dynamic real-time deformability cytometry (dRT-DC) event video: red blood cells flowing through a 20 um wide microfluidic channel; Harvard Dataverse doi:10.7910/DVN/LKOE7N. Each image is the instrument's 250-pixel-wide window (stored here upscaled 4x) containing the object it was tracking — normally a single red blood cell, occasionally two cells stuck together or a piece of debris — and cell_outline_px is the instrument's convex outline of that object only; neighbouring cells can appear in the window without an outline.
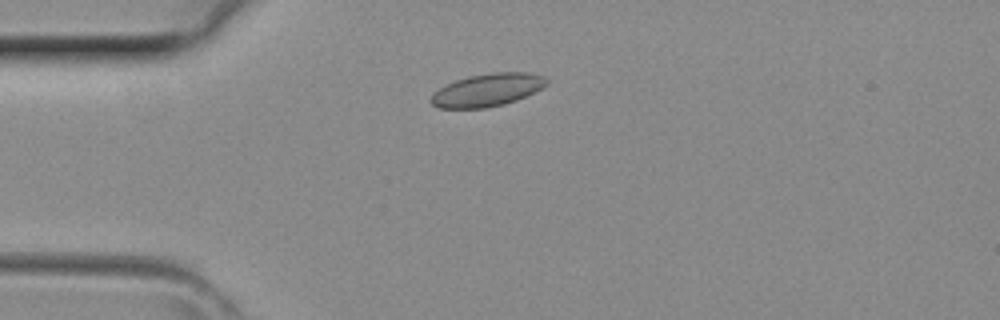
{"species": "common noctule bat (a hibernating species)", "species_latin": "Nyctalus noctula", "temperature_condition": "room temperature", "stored_images_in_passage": 11, "camera_frame_rate_fps": 3000, "um_per_image_px": 0.085, "animal": {"sex": "female", "body_mass_g": 29.2, "forearm_length_mm": 56.3}, "frame": {"image": 1, "passage_image": 1, "time_ms": 0.0, "image_size_px": [1000, 320], "cell_outline_px": [[548, 84], [516, 100], [504, 104], [484, 108], [436, 108], [428, 100], [432, 92], [456, 80], [468, 76], [492, 72], [532, 72], [544, 76], [548, 80]], "centroid_in_image_um": [41.39, 7.64], "position_along_channel_um": 43.6, "area_um2": 22.14}}
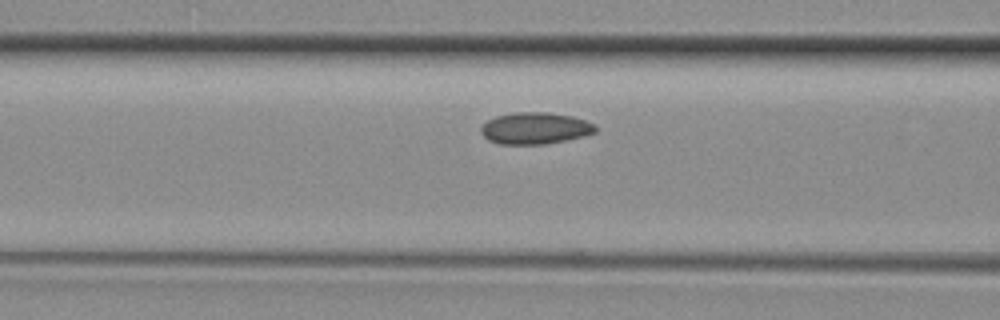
{"frame": {"image": 2, "passage_image": 7, "time_ms": 2.0, "image_size_px": [1000, 320], "cell_outline_px": [[596, 132], [584, 136], [544, 144], [500, 144], [488, 140], [480, 132], [480, 128], [488, 120], [496, 116], [512, 112], [548, 112], [572, 116], [596, 124]], "centroid_in_image_um": [45.48, 10.89], "position_along_channel_um": 121.1, "area_um2": 21.15}}
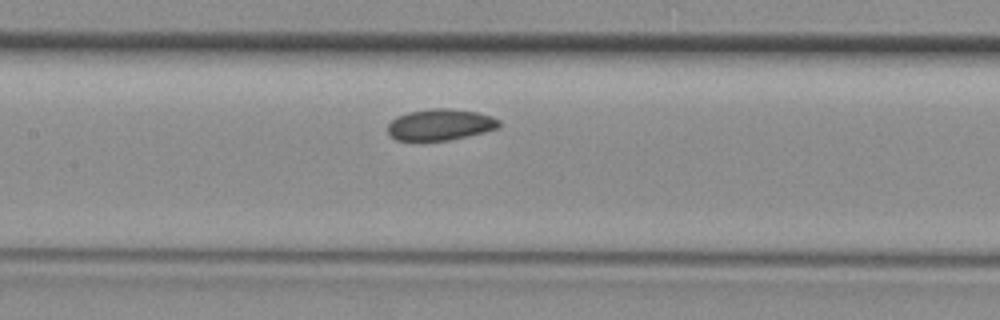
{"frame": {"image": 3, "passage_image": 10, "time_ms": 3.0, "image_size_px": [1000, 320], "cell_outline_px": [[500, 128], [484, 132], [448, 140], [396, 140], [388, 132], [388, 124], [396, 116], [408, 112], [432, 108], [448, 108], [476, 112], [492, 116], [500, 120]], "centroid_in_image_um": [37.44, 10.58], "position_along_channel_um": 170.0, "area_um2": 20.23}}